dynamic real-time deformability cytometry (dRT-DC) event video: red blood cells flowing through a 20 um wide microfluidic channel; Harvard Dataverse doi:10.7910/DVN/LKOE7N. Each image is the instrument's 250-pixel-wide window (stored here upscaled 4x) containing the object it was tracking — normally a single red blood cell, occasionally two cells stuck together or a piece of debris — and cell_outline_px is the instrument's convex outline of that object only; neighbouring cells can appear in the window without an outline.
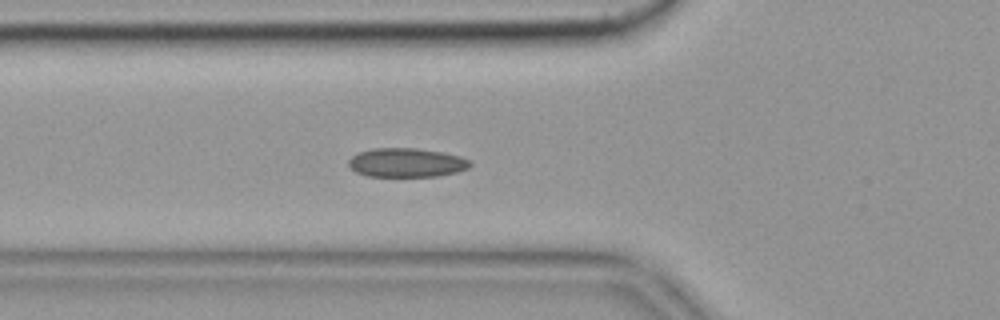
{"species": "common noctule bat (a hibernating species)", "species_latin": "Nyctalus noctula", "temperature_condition": "cold", "stored_images_in_passage": 47, "camera_frame_rate_fps": 3000, "um_per_image_px": 0.085, "animal": {"sex": "female", "body_mass_g": 19.9}, "frame": {"image": 1, "passage_image": 14, "time_ms": 4.333, "image_size_px": [1000, 320], "cell_outline_px": [[472, 164], [468, 168], [456, 172], [440, 176], [368, 176], [356, 172], [348, 164], [348, 160], [352, 156], [360, 152], [372, 148], [416, 148], [440, 152], [460, 156], [472, 160]], "centroid_in_image_um": [34.58, 13.82], "position_along_channel_um": 91.2, "area_um2": 20.52}, "authors_computed_cell_mechanics": {"area_um2": 20.1144, "velocity_mm_per_s": 3.5198, "shape_relaxation_time_tau1_ms": 6.5203, "shape_relaxation_time_tau2_ms": 6.4622, "deformation_change_tau1": 0.1028, "deformation_change_tau2": 0.0852}}